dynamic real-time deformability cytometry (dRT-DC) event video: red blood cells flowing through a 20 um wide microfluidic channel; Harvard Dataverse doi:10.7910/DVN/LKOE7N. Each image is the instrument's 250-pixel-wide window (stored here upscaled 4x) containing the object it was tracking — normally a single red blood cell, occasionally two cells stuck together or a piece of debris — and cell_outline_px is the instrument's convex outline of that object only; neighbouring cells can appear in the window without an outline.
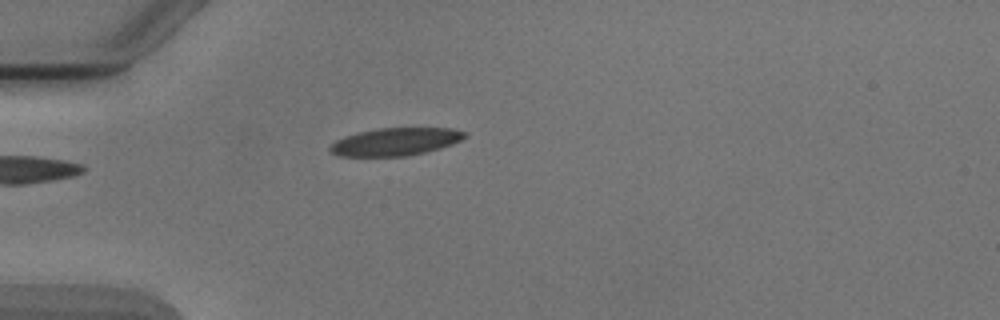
{"species": "Egyptian fruit bat (a non-hibernating species)", "species_latin": "Rousettus aegyptiacus", "temperature_condition": "cold", "stored_images_in_passage": 3, "camera_frame_rate_fps": 3000, "um_per_image_px": 0.085, "animal": {"sex": "male"}, "frame": {"image": 1, "passage_image": 3, "time_ms": 3.0, "image_size_px": [1000, 320], "cell_outline_px": [[468, 132], [460, 140], [452, 144], [440, 148], [408, 156], [336, 156], [328, 148], [336, 140], [344, 136], [360, 132], [380, 128], [452, 128]], "centroid_in_image_um": [33.6, 12.05], "position_along_channel_um": 51.4, "area_um2": 21.62}}